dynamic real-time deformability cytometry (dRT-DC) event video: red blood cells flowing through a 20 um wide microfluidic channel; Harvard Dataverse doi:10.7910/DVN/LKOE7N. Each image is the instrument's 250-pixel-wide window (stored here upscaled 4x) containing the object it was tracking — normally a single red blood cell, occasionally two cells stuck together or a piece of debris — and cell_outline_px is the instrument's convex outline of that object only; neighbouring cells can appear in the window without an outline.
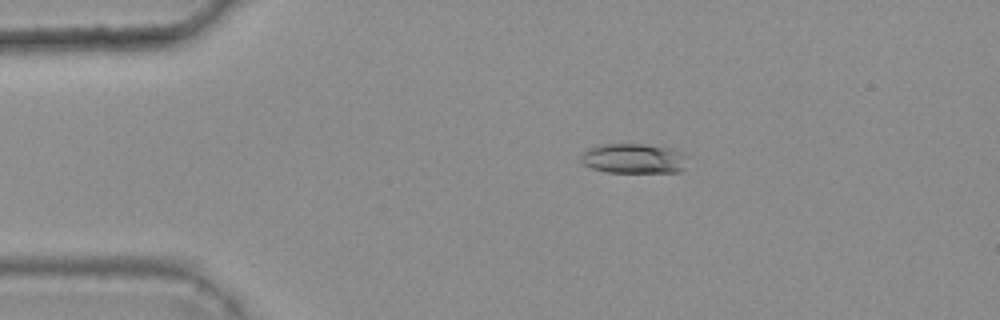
{"species": "common noctule bat (a hibernating species)", "species_latin": "Nyctalus noctula", "temperature_condition": "warm", "stored_images_in_passage": 48, "camera_frame_rate_fps": 3000, "um_per_image_px": 0.085, "animal": {"sex": "female", "body_mass_g": 25.1}, "frame": {"image": 1, "passage_image": 11, "time_ms": 3.333, "image_size_px": [1000, 320], "cell_outline_px": [[684, 168], [680, 172], [608, 172], [592, 168], [584, 164], [580, 160], [580, 156], [588, 148], [600, 144], [644, 144], [684, 152]], "centroid_in_image_um": [53.81, 13.48], "position_along_channel_um": 31.2, "area_um2": 18.32}}
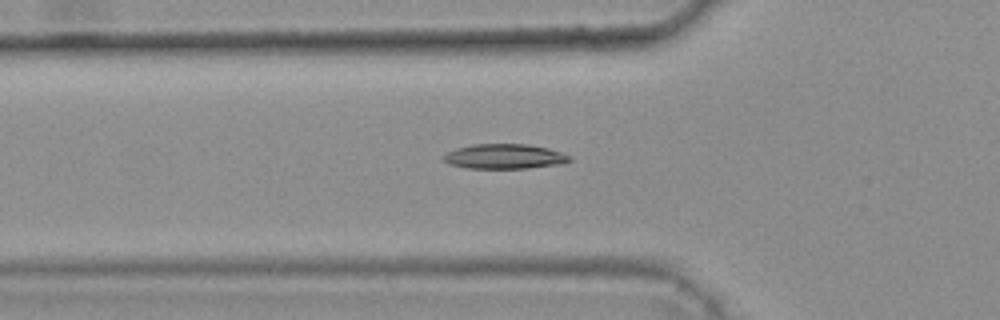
{"frame": {"image": 2, "passage_image": 19, "time_ms": 6.0, "image_size_px": [1000, 320], "cell_outline_px": [[572, 160], [564, 164], [528, 168], [468, 168], [448, 164], [444, 160], [444, 156], [448, 152], [456, 148], [472, 144], [528, 144], [548, 148], [572, 156]], "centroid_in_image_um": [42.93, 13.3], "position_along_channel_um": 82.9, "area_um2": 18.32}}
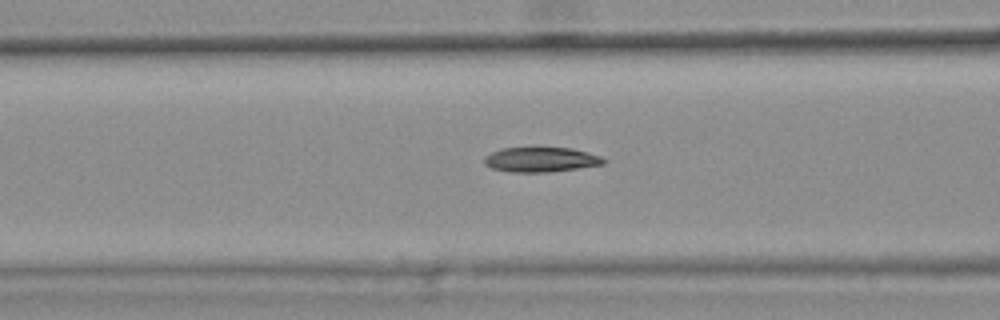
{"frame": {"image": 3, "passage_image": 22, "time_ms": 7.0, "image_size_px": [1000, 320], "cell_outline_px": [[608, 160], [604, 164], [548, 172], [512, 172], [492, 168], [484, 164], [484, 156], [500, 148], [536, 144], [572, 148], [588, 152], [600, 156]], "centroid_in_image_um": [45.95, 13.5], "position_along_channel_um": 120.7, "area_um2": 18.21}}